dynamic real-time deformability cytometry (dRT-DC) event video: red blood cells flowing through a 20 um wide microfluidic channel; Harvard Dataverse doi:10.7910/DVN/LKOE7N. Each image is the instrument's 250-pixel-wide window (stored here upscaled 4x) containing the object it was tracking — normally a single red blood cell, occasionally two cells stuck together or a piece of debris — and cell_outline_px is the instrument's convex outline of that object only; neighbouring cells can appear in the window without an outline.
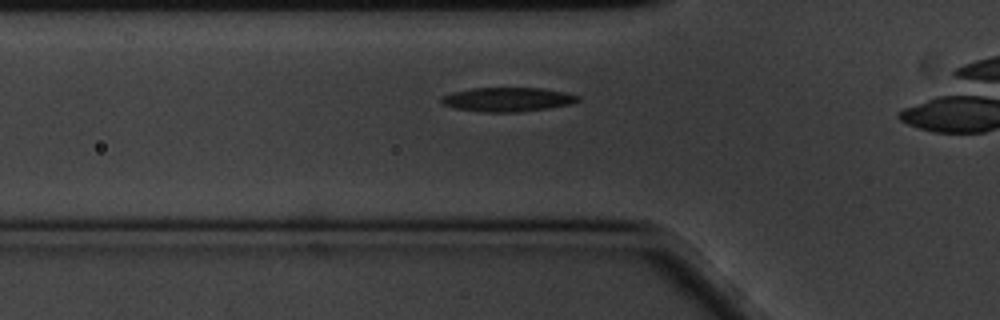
{"species": "common noctule bat (a hibernating species)", "species_latin": "Nyctalus noctula", "temperature_condition": "cold", "stored_images_in_passage": 34, "camera_frame_rate_fps": 3000, "um_per_image_px": 0.085, "animal": {"sex": "male", "body_mass_g": 20.1, "forearm_length_mm": 53.5}, "frame": {"image": 1, "passage_image": 10, "time_ms": 3.0, "image_size_px": [1000, 320], "cell_outline_px": [[580, 100], [572, 104], [548, 108], [516, 112], [484, 112], [452, 108], [440, 104], [440, 96], [452, 92], [472, 88], [544, 88], [564, 92], [580, 96]], "centroid_in_image_um": [43.1, 8.45], "position_along_channel_um": 82.7, "area_um2": 19.42}}
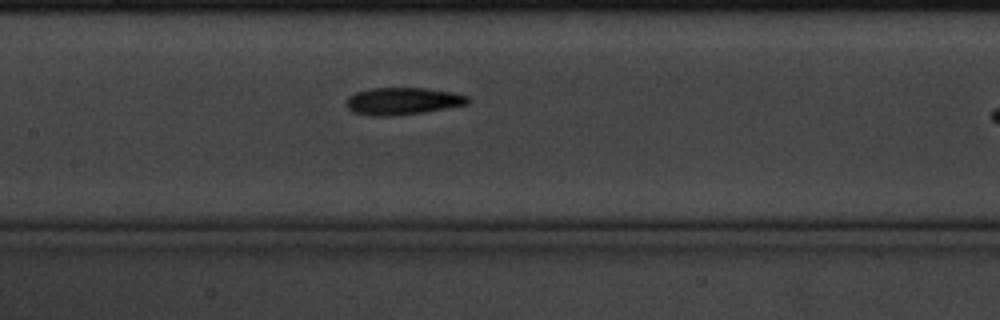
{"frame": {"image": 2, "passage_image": 18, "time_ms": 5.667, "image_size_px": [1000, 320], "cell_outline_px": [[468, 104], [448, 108], [424, 112], [392, 116], [368, 116], [352, 112], [344, 104], [348, 96], [356, 92], [368, 88], [428, 88], [452, 92], [468, 96]], "centroid_in_image_um": [34.17, 8.6], "position_along_channel_um": 173.2, "area_um2": 19.54}}
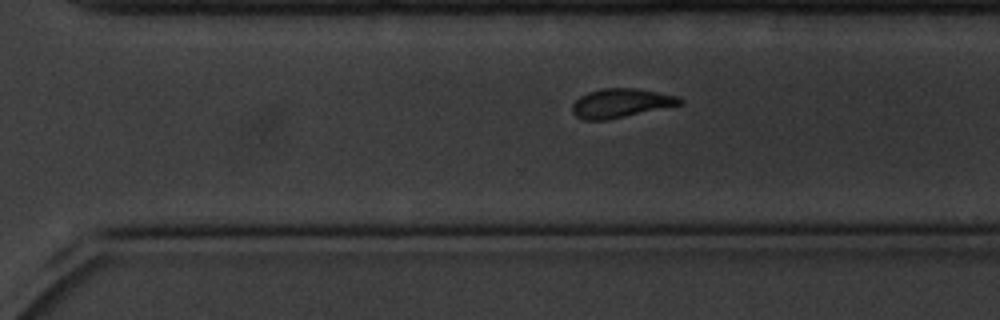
{"frame": {"image": 3, "passage_image": 31, "time_ms": 10.0, "image_size_px": [1000, 320], "cell_outline_px": [[684, 100], [680, 104], [608, 120], [584, 120], [576, 116], [572, 112], [572, 104], [580, 96], [588, 92], [604, 88], [632, 88], [656, 92], [676, 96]], "centroid_in_image_um": [52.71, 8.77], "position_along_channel_um": 317.9, "area_um2": 17.86}}